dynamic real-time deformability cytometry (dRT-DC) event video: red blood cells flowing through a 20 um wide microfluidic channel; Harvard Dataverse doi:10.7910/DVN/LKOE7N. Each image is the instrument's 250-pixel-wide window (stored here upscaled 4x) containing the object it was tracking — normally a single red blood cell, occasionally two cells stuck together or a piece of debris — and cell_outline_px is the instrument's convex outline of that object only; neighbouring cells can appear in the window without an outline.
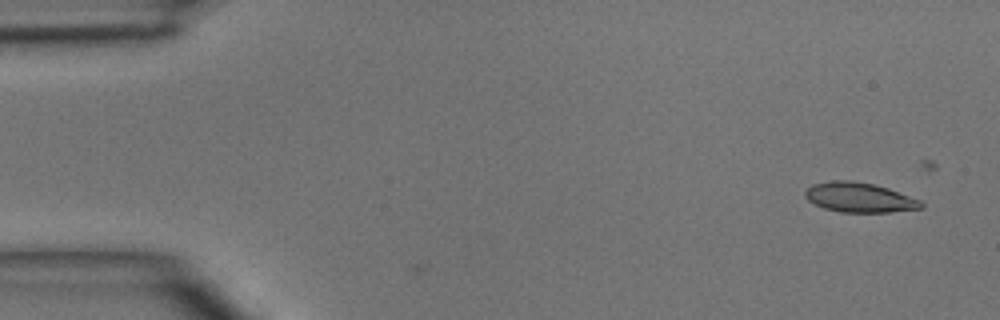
{"species": "common noctule bat (a hibernating species)", "species_latin": "Nyctalus noctula", "temperature_condition": "room temperature", "stored_images_in_passage": 4, "camera_frame_rate_fps": 3000, "um_per_image_px": 0.085, "animal": {"sex": "male", "body_mass_g": 15.6}, "frame": {"image": 1, "passage_image": 1, "time_ms": 0.0, "image_size_px": [1000, 320], "cell_outline_px": [[924, 208], [888, 212], [840, 212], [824, 208], [808, 200], [804, 196], [804, 192], [812, 184], [832, 180], [852, 180], [872, 184], [888, 188], [920, 200], [924, 204]], "centroid_in_image_um": [73.04, 16.78], "position_along_channel_um": 12.0, "area_um2": 20.06}}
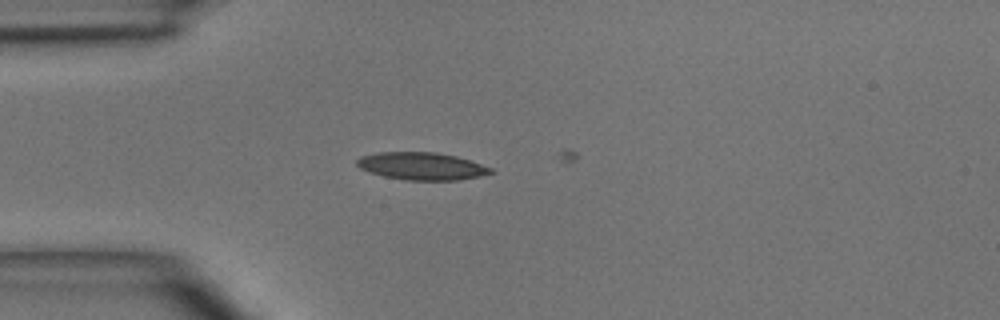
{"frame": {"image": 2, "passage_image": 4, "time_ms": 3.333, "image_size_px": [1000, 320], "cell_outline_px": [[496, 172], [480, 176], [456, 180], [404, 180], [384, 176], [360, 168], [356, 164], [356, 160], [360, 156], [376, 152], [436, 152], [456, 156], [492, 168]], "centroid_in_image_um": [35.83, 14.11], "position_along_channel_um": 49.2, "area_um2": 21.39}}